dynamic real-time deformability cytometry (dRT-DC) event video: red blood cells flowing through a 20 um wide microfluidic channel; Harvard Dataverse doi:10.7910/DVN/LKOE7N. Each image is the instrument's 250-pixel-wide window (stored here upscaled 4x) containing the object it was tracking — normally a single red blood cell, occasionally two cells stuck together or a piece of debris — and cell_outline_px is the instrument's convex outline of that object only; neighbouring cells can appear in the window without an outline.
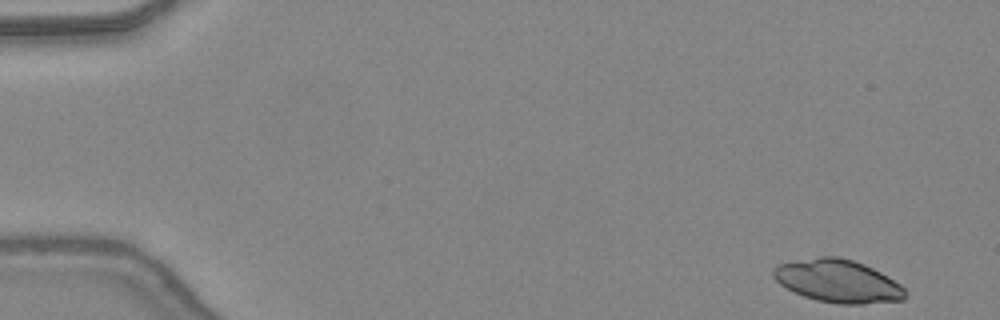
{"species": "common noctule bat (a hibernating species)", "species_latin": "Nyctalus noctula", "temperature_condition": "warm", "stored_images_in_passage": 46, "camera_frame_rate_fps": 3000, "um_per_image_px": 0.085, "animal": {"sex": "female", "body_mass_g": 24.6, "forearm_length_mm": 56.2}, "frame": {"image": 1, "passage_image": 1, "time_ms": 0.0, "image_size_px": [1000, 320], "cell_outline_px": [[908, 296], [904, 300], [864, 304], [836, 304], [816, 300], [804, 296], [780, 284], [772, 276], [772, 268], [776, 264], [820, 256], [840, 256], [864, 264], [880, 272], [900, 284], [908, 292]], "centroid_in_image_um": [71.23, 23.89], "position_along_channel_um": 13.8, "area_um2": 33.12}}